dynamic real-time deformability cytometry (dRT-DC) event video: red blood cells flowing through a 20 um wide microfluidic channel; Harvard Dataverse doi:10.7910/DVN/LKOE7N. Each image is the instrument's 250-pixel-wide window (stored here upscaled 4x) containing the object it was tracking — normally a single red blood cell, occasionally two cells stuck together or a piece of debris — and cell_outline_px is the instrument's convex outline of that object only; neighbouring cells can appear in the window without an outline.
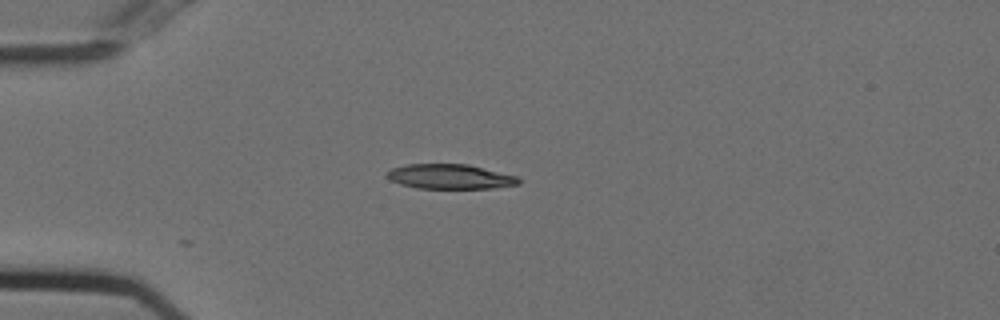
{"species": "Egyptian fruit bat (a non-hibernating species)", "species_latin": "Rousettus aegyptiacus", "temperature_condition": "cold", "stored_images_in_passage": 12, "camera_frame_rate_fps": 3000, "um_per_image_px": 0.085, "animal": {"sex": "female"}, "frame": {"image": 1, "passage_image": 1, "time_ms": 0.0, "image_size_px": [1000, 320], "cell_outline_px": [[520, 184], [496, 188], [420, 188], [400, 184], [392, 180], [388, 176], [388, 172], [392, 168], [404, 164], [468, 164], [516, 176], [520, 180]], "centroid_in_image_um": [38.28, 15.01], "position_along_channel_um": 46.7, "area_um2": 18.79}}
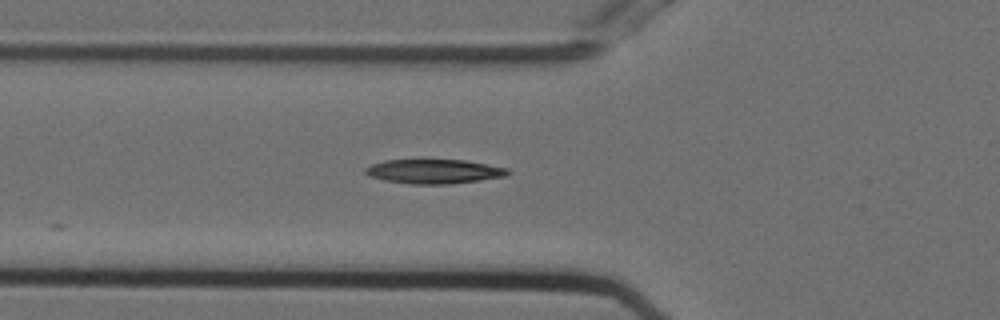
{"frame": {"image": 2, "passage_image": 6, "time_ms": 1.667, "image_size_px": [1000, 320], "cell_outline_px": [[512, 172], [508, 176], [452, 184], [412, 184], [384, 180], [372, 176], [364, 172], [364, 168], [372, 164], [384, 160], [424, 156], [464, 160], [508, 168]], "centroid_in_image_um": [36.89, 14.51], "position_along_channel_um": 88.9, "area_um2": 21.33}}
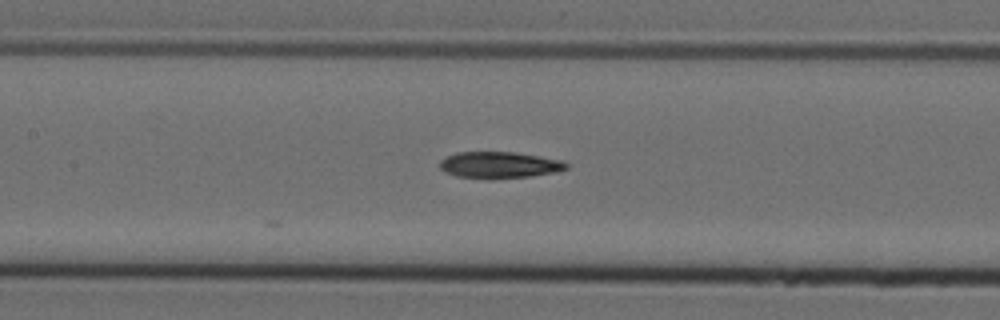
{"frame": {"image": 3, "passage_image": 12, "time_ms": 3.667, "image_size_px": [1000, 320], "cell_outline_px": [[568, 168], [552, 172], [528, 176], [488, 180], [456, 176], [444, 172], [440, 168], [440, 160], [456, 152], [516, 152], [564, 160], [568, 164]], "centroid_in_image_um": [42.41, 14.03], "position_along_channel_um": 165.0, "area_um2": 19.71}}